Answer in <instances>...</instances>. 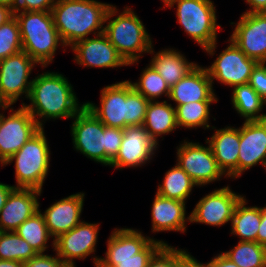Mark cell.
<instances>
[{
    "label": "cell",
    "instance_id": "obj_1",
    "mask_svg": "<svg viewBox=\"0 0 266 267\" xmlns=\"http://www.w3.org/2000/svg\"><path fill=\"white\" fill-rule=\"evenodd\" d=\"M27 100L30 104L23 102L21 105L41 128L50 119H72L85 106L78 101L67 77L55 71H46L33 78Z\"/></svg>",
    "mask_w": 266,
    "mask_h": 267
},
{
    "label": "cell",
    "instance_id": "obj_2",
    "mask_svg": "<svg viewBox=\"0 0 266 267\" xmlns=\"http://www.w3.org/2000/svg\"><path fill=\"white\" fill-rule=\"evenodd\" d=\"M112 4L98 0H55L51 13L65 47L104 32L105 17Z\"/></svg>",
    "mask_w": 266,
    "mask_h": 267
},
{
    "label": "cell",
    "instance_id": "obj_3",
    "mask_svg": "<svg viewBox=\"0 0 266 267\" xmlns=\"http://www.w3.org/2000/svg\"><path fill=\"white\" fill-rule=\"evenodd\" d=\"M149 102L133 88L130 80H124L101 89L99 106L87 101L85 107L105 126L124 130L143 125Z\"/></svg>",
    "mask_w": 266,
    "mask_h": 267
},
{
    "label": "cell",
    "instance_id": "obj_4",
    "mask_svg": "<svg viewBox=\"0 0 266 267\" xmlns=\"http://www.w3.org/2000/svg\"><path fill=\"white\" fill-rule=\"evenodd\" d=\"M119 12L116 6L109 7L103 33L128 66L138 64L142 54L150 53L152 38L130 6Z\"/></svg>",
    "mask_w": 266,
    "mask_h": 267
},
{
    "label": "cell",
    "instance_id": "obj_5",
    "mask_svg": "<svg viewBox=\"0 0 266 267\" xmlns=\"http://www.w3.org/2000/svg\"><path fill=\"white\" fill-rule=\"evenodd\" d=\"M105 257L92 255L95 267H147L165 241L155 240L133 228H115L107 240Z\"/></svg>",
    "mask_w": 266,
    "mask_h": 267
},
{
    "label": "cell",
    "instance_id": "obj_6",
    "mask_svg": "<svg viewBox=\"0 0 266 267\" xmlns=\"http://www.w3.org/2000/svg\"><path fill=\"white\" fill-rule=\"evenodd\" d=\"M20 27L22 50L42 68L55 58L59 46L65 48L54 25L51 11H13Z\"/></svg>",
    "mask_w": 266,
    "mask_h": 267
},
{
    "label": "cell",
    "instance_id": "obj_7",
    "mask_svg": "<svg viewBox=\"0 0 266 267\" xmlns=\"http://www.w3.org/2000/svg\"><path fill=\"white\" fill-rule=\"evenodd\" d=\"M176 5L177 23L209 56L217 49V33L221 25L217 23L216 6L212 0H170L164 7ZM219 30V31H217Z\"/></svg>",
    "mask_w": 266,
    "mask_h": 267
},
{
    "label": "cell",
    "instance_id": "obj_8",
    "mask_svg": "<svg viewBox=\"0 0 266 267\" xmlns=\"http://www.w3.org/2000/svg\"><path fill=\"white\" fill-rule=\"evenodd\" d=\"M44 128L34 134L2 167L15 166V188L43 191V184L49 172L51 151Z\"/></svg>",
    "mask_w": 266,
    "mask_h": 267
},
{
    "label": "cell",
    "instance_id": "obj_9",
    "mask_svg": "<svg viewBox=\"0 0 266 267\" xmlns=\"http://www.w3.org/2000/svg\"><path fill=\"white\" fill-rule=\"evenodd\" d=\"M38 65L25 51L0 60V100L13 105L22 95L28 99L33 79H29Z\"/></svg>",
    "mask_w": 266,
    "mask_h": 267
},
{
    "label": "cell",
    "instance_id": "obj_10",
    "mask_svg": "<svg viewBox=\"0 0 266 267\" xmlns=\"http://www.w3.org/2000/svg\"><path fill=\"white\" fill-rule=\"evenodd\" d=\"M183 140L177 149V164L189 175L197 187L208 185L226 177L219 169L210 145Z\"/></svg>",
    "mask_w": 266,
    "mask_h": 267
},
{
    "label": "cell",
    "instance_id": "obj_11",
    "mask_svg": "<svg viewBox=\"0 0 266 267\" xmlns=\"http://www.w3.org/2000/svg\"><path fill=\"white\" fill-rule=\"evenodd\" d=\"M74 149L105 166V125L85 106L72 118Z\"/></svg>",
    "mask_w": 266,
    "mask_h": 267
},
{
    "label": "cell",
    "instance_id": "obj_12",
    "mask_svg": "<svg viewBox=\"0 0 266 267\" xmlns=\"http://www.w3.org/2000/svg\"><path fill=\"white\" fill-rule=\"evenodd\" d=\"M9 109L8 116L2 113L0 123L1 166L41 129L23 105L17 110H14L11 105Z\"/></svg>",
    "mask_w": 266,
    "mask_h": 267
},
{
    "label": "cell",
    "instance_id": "obj_13",
    "mask_svg": "<svg viewBox=\"0 0 266 267\" xmlns=\"http://www.w3.org/2000/svg\"><path fill=\"white\" fill-rule=\"evenodd\" d=\"M228 42L229 45L218 54L211 66L205 67L212 80V86L215 79L218 83L232 88L246 84L258 64L257 61L247 57L230 38Z\"/></svg>",
    "mask_w": 266,
    "mask_h": 267
},
{
    "label": "cell",
    "instance_id": "obj_14",
    "mask_svg": "<svg viewBox=\"0 0 266 267\" xmlns=\"http://www.w3.org/2000/svg\"><path fill=\"white\" fill-rule=\"evenodd\" d=\"M243 195L235 193L230 186L214 189L203 196L190 212V222L214 227L231 223L237 203Z\"/></svg>",
    "mask_w": 266,
    "mask_h": 267
},
{
    "label": "cell",
    "instance_id": "obj_15",
    "mask_svg": "<svg viewBox=\"0 0 266 267\" xmlns=\"http://www.w3.org/2000/svg\"><path fill=\"white\" fill-rule=\"evenodd\" d=\"M235 24L230 39L249 58L266 63V12L245 13Z\"/></svg>",
    "mask_w": 266,
    "mask_h": 267
},
{
    "label": "cell",
    "instance_id": "obj_16",
    "mask_svg": "<svg viewBox=\"0 0 266 267\" xmlns=\"http://www.w3.org/2000/svg\"><path fill=\"white\" fill-rule=\"evenodd\" d=\"M100 223L82 220L70 231L54 240V251L69 267H76L75 259H86L96 252Z\"/></svg>",
    "mask_w": 266,
    "mask_h": 267
},
{
    "label": "cell",
    "instance_id": "obj_17",
    "mask_svg": "<svg viewBox=\"0 0 266 267\" xmlns=\"http://www.w3.org/2000/svg\"><path fill=\"white\" fill-rule=\"evenodd\" d=\"M158 146L143 125L128 126L124 129L121 146L110 167L121 170L142 167L151 161Z\"/></svg>",
    "mask_w": 266,
    "mask_h": 267
},
{
    "label": "cell",
    "instance_id": "obj_18",
    "mask_svg": "<svg viewBox=\"0 0 266 267\" xmlns=\"http://www.w3.org/2000/svg\"><path fill=\"white\" fill-rule=\"evenodd\" d=\"M79 66L90 68H119L128 66L104 33L75 42L70 48Z\"/></svg>",
    "mask_w": 266,
    "mask_h": 267
},
{
    "label": "cell",
    "instance_id": "obj_19",
    "mask_svg": "<svg viewBox=\"0 0 266 267\" xmlns=\"http://www.w3.org/2000/svg\"><path fill=\"white\" fill-rule=\"evenodd\" d=\"M258 164H266V119L244 121L240 126L238 178Z\"/></svg>",
    "mask_w": 266,
    "mask_h": 267
},
{
    "label": "cell",
    "instance_id": "obj_20",
    "mask_svg": "<svg viewBox=\"0 0 266 267\" xmlns=\"http://www.w3.org/2000/svg\"><path fill=\"white\" fill-rule=\"evenodd\" d=\"M84 197L85 193L83 192L72 194L59 201L56 200L54 204L42 212L48 232L53 239L51 244L53 251L54 240L82 221L80 218L83 211Z\"/></svg>",
    "mask_w": 266,
    "mask_h": 267
},
{
    "label": "cell",
    "instance_id": "obj_21",
    "mask_svg": "<svg viewBox=\"0 0 266 267\" xmlns=\"http://www.w3.org/2000/svg\"><path fill=\"white\" fill-rule=\"evenodd\" d=\"M216 96L206 68L197 64L170 88L168 100H172L176 107L195 101H218Z\"/></svg>",
    "mask_w": 266,
    "mask_h": 267
},
{
    "label": "cell",
    "instance_id": "obj_22",
    "mask_svg": "<svg viewBox=\"0 0 266 267\" xmlns=\"http://www.w3.org/2000/svg\"><path fill=\"white\" fill-rule=\"evenodd\" d=\"M36 189L15 188L0 211V231H15L25 220L40 210Z\"/></svg>",
    "mask_w": 266,
    "mask_h": 267
},
{
    "label": "cell",
    "instance_id": "obj_23",
    "mask_svg": "<svg viewBox=\"0 0 266 267\" xmlns=\"http://www.w3.org/2000/svg\"><path fill=\"white\" fill-rule=\"evenodd\" d=\"M206 141L226 178L238 179L240 127L226 126L215 129L211 138H206Z\"/></svg>",
    "mask_w": 266,
    "mask_h": 267
},
{
    "label": "cell",
    "instance_id": "obj_24",
    "mask_svg": "<svg viewBox=\"0 0 266 267\" xmlns=\"http://www.w3.org/2000/svg\"><path fill=\"white\" fill-rule=\"evenodd\" d=\"M186 213V202L165 198L155 193L151 207V232L185 233L186 224L190 222V215L187 217Z\"/></svg>",
    "mask_w": 266,
    "mask_h": 267
},
{
    "label": "cell",
    "instance_id": "obj_25",
    "mask_svg": "<svg viewBox=\"0 0 266 267\" xmlns=\"http://www.w3.org/2000/svg\"><path fill=\"white\" fill-rule=\"evenodd\" d=\"M153 47L149 53L154 55L151 56L150 64L170 88L197 65L195 62H189L186 56L179 50L165 48L156 53Z\"/></svg>",
    "mask_w": 266,
    "mask_h": 267
},
{
    "label": "cell",
    "instance_id": "obj_26",
    "mask_svg": "<svg viewBox=\"0 0 266 267\" xmlns=\"http://www.w3.org/2000/svg\"><path fill=\"white\" fill-rule=\"evenodd\" d=\"M143 127L159 145V139L170 132L175 131L178 127L176 120L175 107L167 100L159 102L150 101L145 115ZM163 135V136H162ZM160 136V137H159Z\"/></svg>",
    "mask_w": 266,
    "mask_h": 267
},
{
    "label": "cell",
    "instance_id": "obj_27",
    "mask_svg": "<svg viewBox=\"0 0 266 267\" xmlns=\"http://www.w3.org/2000/svg\"><path fill=\"white\" fill-rule=\"evenodd\" d=\"M246 197H242L237 203L232 221L231 235H236L239 241L257 242V233L261 223V207L247 206Z\"/></svg>",
    "mask_w": 266,
    "mask_h": 267
},
{
    "label": "cell",
    "instance_id": "obj_28",
    "mask_svg": "<svg viewBox=\"0 0 266 267\" xmlns=\"http://www.w3.org/2000/svg\"><path fill=\"white\" fill-rule=\"evenodd\" d=\"M232 91V105L245 121L266 119V113H261L266 102L248 83L234 86Z\"/></svg>",
    "mask_w": 266,
    "mask_h": 267
},
{
    "label": "cell",
    "instance_id": "obj_29",
    "mask_svg": "<svg viewBox=\"0 0 266 267\" xmlns=\"http://www.w3.org/2000/svg\"><path fill=\"white\" fill-rule=\"evenodd\" d=\"M196 186L189 175L176 163L165 173L162 184L157 186L156 193L165 198L186 202Z\"/></svg>",
    "mask_w": 266,
    "mask_h": 267
},
{
    "label": "cell",
    "instance_id": "obj_30",
    "mask_svg": "<svg viewBox=\"0 0 266 267\" xmlns=\"http://www.w3.org/2000/svg\"><path fill=\"white\" fill-rule=\"evenodd\" d=\"M218 101H198L189 102L187 104L178 105L175 107L176 120L178 127L197 129L202 127L206 129H215V126H210L209 117L210 106Z\"/></svg>",
    "mask_w": 266,
    "mask_h": 267
},
{
    "label": "cell",
    "instance_id": "obj_31",
    "mask_svg": "<svg viewBox=\"0 0 266 267\" xmlns=\"http://www.w3.org/2000/svg\"><path fill=\"white\" fill-rule=\"evenodd\" d=\"M15 232L22 237L36 251L37 254H44L48 250V242L51 235L48 232L45 218L41 210L25 220ZM47 249V250H46Z\"/></svg>",
    "mask_w": 266,
    "mask_h": 267
},
{
    "label": "cell",
    "instance_id": "obj_32",
    "mask_svg": "<svg viewBox=\"0 0 266 267\" xmlns=\"http://www.w3.org/2000/svg\"><path fill=\"white\" fill-rule=\"evenodd\" d=\"M222 253L239 267H266V247L258 242L238 241L231 250Z\"/></svg>",
    "mask_w": 266,
    "mask_h": 267
},
{
    "label": "cell",
    "instance_id": "obj_33",
    "mask_svg": "<svg viewBox=\"0 0 266 267\" xmlns=\"http://www.w3.org/2000/svg\"><path fill=\"white\" fill-rule=\"evenodd\" d=\"M36 251L15 231H0V260L27 262Z\"/></svg>",
    "mask_w": 266,
    "mask_h": 267
},
{
    "label": "cell",
    "instance_id": "obj_34",
    "mask_svg": "<svg viewBox=\"0 0 266 267\" xmlns=\"http://www.w3.org/2000/svg\"><path fill=\"white\" fill-rule=\"evenodd\" d=\"M133 88L149 101H157L163 95L169 98L170 87L161 75L149 63L140 74L138 82H132Z\"/></svg>",
    "mask_w": 266,
    "mask_h": 267
},
{
    "label": "cell",
    "instance_id": "obj_35",
    "mask_svg": "<svg viewBox=\"0 0 266 267\" xmlns=\"http://www.w3.org/2000/svg\"><path fill=\"white\" fill-rule=\"evenodd\" d=\"M22 51L20 27L13 15L0 26V60Z\"/></svg>",
    "mask_w": 266,
    "mask_h": 267
},
{
    "label": "cell",
    "instance_id": "obj_36",
    "mask_svg": "<svg viewBox=\"0 0 266 267\" xmlns=\"http://www.w3.org/2000/svg\"><path fill=\"white\" fill-rule=\"evenodd\" d=\"M123 135V129L105 127V166L110 167L111 161L118 154Z\"/></svg>",
    "mask_w": 266,
    "mask_h": 267
},
{
    "label": "cell",
    "instance_id": "obj_37",
    "mask_svg": "<svg viewBox=\"0 0 266 267\" xmlns=\"http://www.w3.org/2000/svg\"><path fill=\"white\" fill-rule=\"evenodd\" d=\"M147 267H175V247L163 244L149 259Z\"/></svg>",
    "mask_w": 266,
    "mask_h": 267
},
{
    "label": "cell",
    "instance_id": "obj_38",
    "mask_svg": "<svg viewBox=\"0 0 266 267\" xmlns=\"http://www.w3.org/2000/svg\"><path fill=\"white\" fill-rule=\"evenodd\" d=\"M248 84L266 102V63H258L253 69Z\"/></svg>",
    "mask_w": 266,
    "mask_h": 267
},
{
    "label": "cell",
    "instance_id": "obj_39",
    "mask_svg": "<svg viewBox=\"0 0 266 267\" xmlns=\"http://www.w3.org/2000/svg\"><path fill=\"white\" fill-rule=\"evenodd\" d=\"M55 255L37 254L24 262V267H69L56 253Z\"/></svg>",
    "mask_w": 266,
    "mask_h": 267
},
{
    "label": "cell",
    "instance_id": "obj_40",
    "mask_svg": "<svg viewBox=\"0 0 266 267\" xmlns=\"http://www.w3.org/2000/svg\"><path fill=\"white\" fill-rule=\"evenodd\" d=\"M55 0H17L14 11H51Z\"/></svg>",
    "mask_w": 266,
    "mask_h": 267
},
{
    "label": "cell",
    "instance_id": "obj_41",
    "mask_svg": "<svg viewBox=\"0 0 266 267\" xmlns=\"http://www.w3.org/2000/svg\"><path fill=\"white\" fill-rule=\"evenodd\" d=\"M175 267H208L192 256L187 249L175 248Z\"/></svg>",
    "mask_w": 266,
    "mask_h": 267
},
{
    "label": "cell",
    "instance_id": "obj_42",
    "mask_svg": "<svg viewBox=\"0 0 266 267\" xmlns=\"http://www.w3.org/2000/svg\"><path fill=\"white\" fill-rule=\"evenodd\" d=\"M208 267H239L227 258L222 252L207 262Z\"/></svg>",
    "mask_w": 266,
    "mask_h": 267
},
{
    "label": "cell",
    "instance_id": "obj_43",
    "mask_svg": "<svg viewBox=\"0 0 266 267\" xmlns=\"http://www.w3.org/2000/svg\"><path fill=\"white\" fill-rule=\"evenodd\" d=\"M257 242L266 247V205L261 207V223L257 233Z\"/></svg>",
    "mask_w": 266,
    "mask_h": 267
},
{
    "label": "cell",
    "instance_id": "obj_44",
    "mask_svg": "<svg viewBox=\"0 0 266 267\" xmlns=\"http://www.w3.org/2000/svg\"><path fill=\"white\" fill-rule=\"evenodd\" d=\"M249 9L245 13H261L266 12V0H245Z\"/></svg>",
    "mask_w": 266,
    "mask_h": 267
},
{
    "label": "cell",
    "instance_id": "obj_45",
    "mask_svg": "<svg viewBox=\"0 0 266 267\" xmlns=\"http://www.w3.org/2000/svg\"><path fill=\"white\" fill-rule=\"evenodd\" d=\"M15 189L14 185H8L0 182V211L6 204L9 194Z\"/></svg>",
    "mask_w": 266,
    "mask_h": 267
},
{
    "label": "cell",
    "instance_id": "obj_46",
    "mask_svg": "<svg viewBox=\"0 0 266 267\" xmlns=\"http://www.w3.org/2000/svg\"><path fill=\"white\" fill-rule=\"evenodd\" d=\"M14 15V12L9 7L0 4V26L9 20Z\"/></svg>",
    "mask_w": 266,
    "mask_h": 267
},
{
    "label": "cell",
    "instance_id": "obj_47",
    "mask_svg": "<svg viewBox=\"0 0 266 267\" xmlns=\"http://www.w3.org/2000/svg\"><path fill=\"white\" fill-rule=\"evenodd\" d=\"M0 267H24L23 262L0 260Z\"/></svg>",
    "mask_w": 266,
    "mask_h": 267
},
{
    "label": "cell",
    "instance_id": "obj_48",
    "mask_svg": "<svg viewBox=\"0 0 266 267\" xmlns=\"http://www.w3.org/2000/svg\"><path fill=\"white\" fill-rule=\"evenodd\" d=\"M16 3H17V0H0V4L9 7L13 11L15 10Z\"/></svg>",
    "mask_w": 266,
    "mask_h": 267
},
{
    "label": "cell",
    "instance_id": "obj_49",
    "mask_svg": "<svg viewBox=\"0 0 266 267\" xmlns=\"http://www.w3.org/2000/svg\"><path fill=\"white\" fill-rule=\"evenodd\" d=\"M9 106L10 105L3 103L0 105V110L5 112V110H7L9 108ZM1 120H2V113H0V123H1Z\"/></svg>",
    "mask_w": 266,
    "mask_h": 267
},
{
    "label": "cell",
    "instance_id": "obj_50",
    "mask_svg": "<svg viewBox=\"0 0 266 267\" xmlns=\"http://www.w3.org/2000/svg\"><path fill=\"white\" fill-rule=\"evenodd\" d=\"M164 4V6L170 1V0H161Z\"/></svg>",
    "mask_w": 266,
    "mask_h": 267
}]
</instances>
